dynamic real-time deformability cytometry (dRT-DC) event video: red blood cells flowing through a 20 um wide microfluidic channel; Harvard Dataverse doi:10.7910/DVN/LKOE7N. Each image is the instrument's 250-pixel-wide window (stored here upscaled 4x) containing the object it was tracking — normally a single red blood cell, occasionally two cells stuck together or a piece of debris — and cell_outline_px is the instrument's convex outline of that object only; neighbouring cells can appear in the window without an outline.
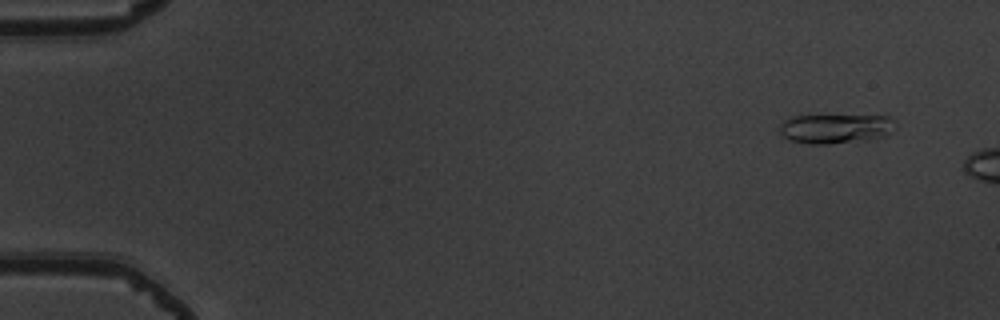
{"species": "common noctule bat (a hibernating species)", "species_latin": "Nyctalus noctula", "temperature_condition": "warm", "stored_images_in_passage": 9, "camera_frame_rate_fps": 3000, "um_per_image_px": 0.085, "animal": {"sex": "male", "body_mass_g": 19.5, "forearm_length_mm": 54.6}, "frame": {"image": 1, "passage_image": 4, "time_ms": 1.0, "image_size_px": [1000, 320], "cell_outline_px": [[896, 128], [884, 136], [828, 144], [812, 144], [788, 140], [780, 132], [780, 124], [784, 120], [792, 116], [888, 116], [896, 120]], "centroid_in_image_um": [71.01, 10.92], "position_along_channel_um": 14.0, "area_um2": 19.59}}